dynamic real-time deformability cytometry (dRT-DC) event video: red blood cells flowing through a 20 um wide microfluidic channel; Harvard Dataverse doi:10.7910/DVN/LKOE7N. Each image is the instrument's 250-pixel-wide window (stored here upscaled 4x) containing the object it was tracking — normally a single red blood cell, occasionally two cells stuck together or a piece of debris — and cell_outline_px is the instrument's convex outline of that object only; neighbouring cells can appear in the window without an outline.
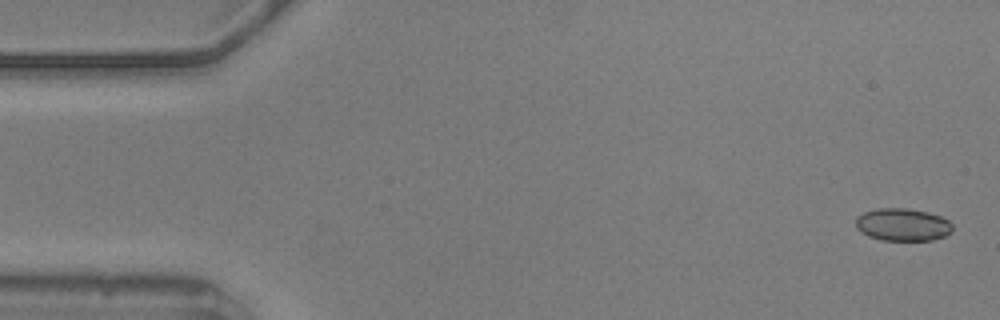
{"species": "common noctule bat (a hibernating species)", "species_latin": "Nyctalus noctula", "temperature_condition": "warm", "stored_images_in_passage": 6, "camera_frame_rate_fps": 3000, "um_per_image_px": 0.085, "animal": {"sex": "male", "body_mass_g": 20.5, "forearm_length_mm": 52.5}, "frame": {"image": 1, "passage_image": 1, "time_ms": 0.0, "image_size_px": [1000, 320], "cell_outline_px": [[952, 232], [944, 236], [932, 240], [880, 240], [868, 236], [860, 232], [856, 228], [856, 216], [864, 212], [876, 208], [908, 208], [928, 212], [940, 216], [948, 220], [952, 224]], "centroid_in_image_um": [76.7, 19.09], "position_along_channel_um": 8.3, "area_um2": 18.55}}